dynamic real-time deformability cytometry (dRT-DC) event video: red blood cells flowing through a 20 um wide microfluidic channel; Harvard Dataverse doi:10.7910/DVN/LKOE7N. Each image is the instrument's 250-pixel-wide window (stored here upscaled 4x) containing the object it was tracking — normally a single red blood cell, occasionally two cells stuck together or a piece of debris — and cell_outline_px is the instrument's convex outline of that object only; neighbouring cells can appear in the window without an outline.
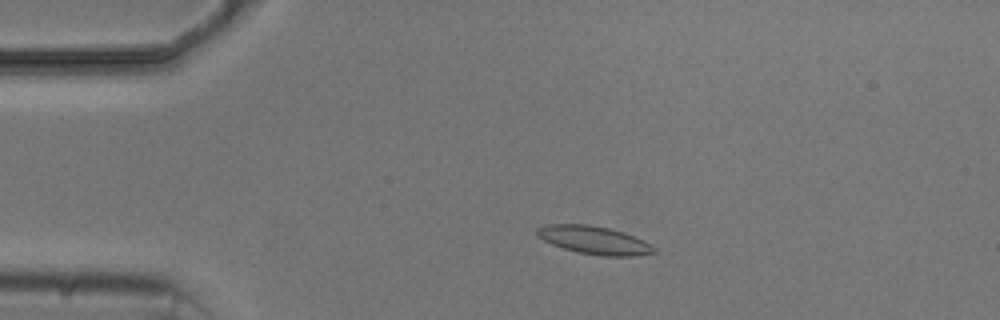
{"species": "common noctule bat (a hibernating species)", "species_latin": "Nyctalus noctula", "temperature_condition": "cold", "stored_images_in_passage": 3, "camera_frame_rate_fps": 3000, "um_per_image_px": 0.085, "animal": {"sex": "male", "body_mass_g": 20.5, "forearm_length_mm": 52.5}, "frame": {"image": 1, "passage_image": 2, "time_ms": 2.0, "image_size_px": [1000, 320], "cell_outline_px": [[656, 252], [636, 256], [604, 256], [576, 252], [552, 244], [536, 236], [536, 228], [544, 224], [588, 224], [608, 228], [624, 232], [656, 248]], "centroid_in_image_um": [50.44, 20.41], "position_along_channel_um": 34.6, "area_um2": 19.02}}